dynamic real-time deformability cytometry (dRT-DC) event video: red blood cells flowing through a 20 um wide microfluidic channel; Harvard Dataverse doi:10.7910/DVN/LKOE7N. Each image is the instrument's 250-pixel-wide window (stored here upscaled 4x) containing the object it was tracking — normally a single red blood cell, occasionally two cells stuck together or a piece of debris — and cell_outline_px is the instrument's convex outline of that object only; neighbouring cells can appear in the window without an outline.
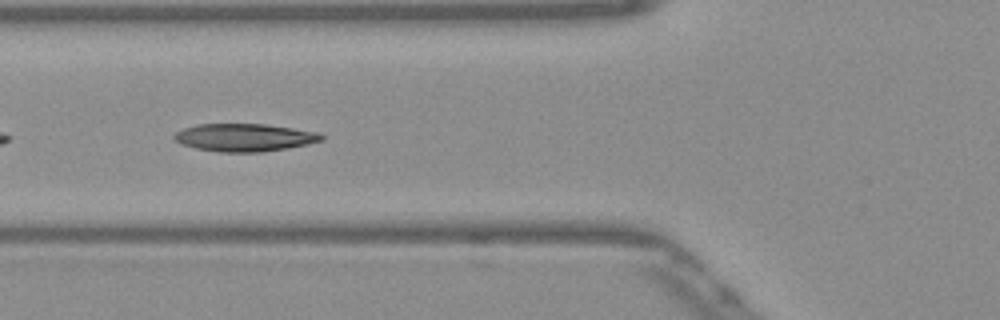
{"species": "Egyptian fruit bat (a non-hibernating species)", "species_latin": "Rousettus aegyptiacus", "temperature_condition": "warm", "stored_images_in_passage": 24, "camera_frame_rate_fps": 3000, "um_per_image_px": 0.085, "frame": {"image": 1, "passage_image": 5, "time_ms": 1.333, "image_size_px": [1000, 320], "cell_outline_px": [[324, 140], [308, 144], [288, 148], [260, 152], [220, 152], [196, 148], [180, 144], [172, 136], [176, 132], [184, 128], [200, 124], [264, 124], [320, 132], [324, 136]], "centroid_in_image_um": [20.8, 11.69], "position_along_channel_um": 105.0, "area_um2": 23.81}}
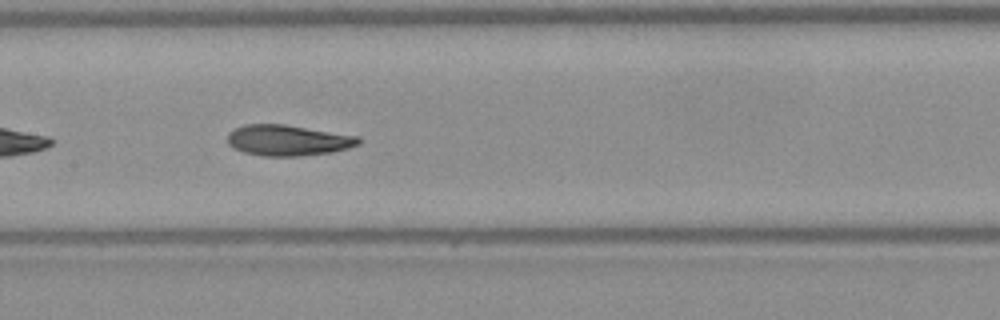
{"frame": {"image": 2, "passage_image": 11, "time_ms": 3.333, "image_size_px": [1000, 320], "cell_outline_px": [[360, 144], [348, 148], [332, 152], [300, 156], [264, 156], [244, 152], [232, 148], [228, 144], [228, 132], [244, 124], [284, 124], [360, 136]], "centroid_in_image_um": [24.48, 11.92], "position_along_channel_um": 182.9, "area_um2": 23.64}}
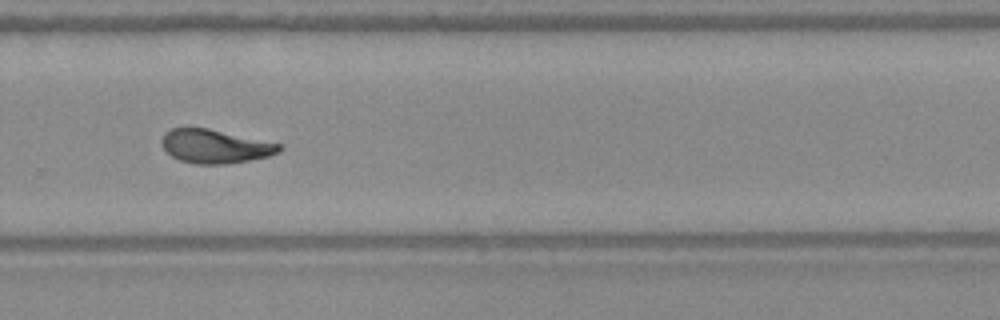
{"frame": {"image": 3, "passage_image": 21, "time_ms": 6.667, "image_size_px": [1000, 320], "cell_outline_px": [[284, 148], [280, 152], [268, 156], [248, 160], [224, 164], [196, 164], [180, 160], [172, 156], [164, 148], [160, 140], [164, 132], [172, 128], [208, 128], [284, 144]], "centroid_in_image_um": [18.31, 12.43], "position_along_channel_um": 311.5, "area_um2": 23.18}}